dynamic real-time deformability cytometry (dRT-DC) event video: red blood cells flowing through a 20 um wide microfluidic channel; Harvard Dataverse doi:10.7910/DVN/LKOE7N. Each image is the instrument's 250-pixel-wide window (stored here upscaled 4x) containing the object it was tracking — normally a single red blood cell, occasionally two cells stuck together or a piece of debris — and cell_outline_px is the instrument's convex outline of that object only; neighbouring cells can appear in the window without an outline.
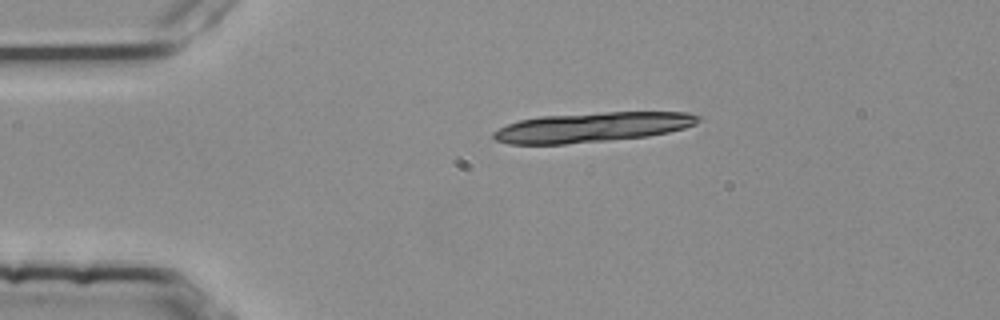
{"species": "common noctule bat (a hibernating species)", "species_latin": "Nyctalus noctula", "temperature_condition": "room temperature", "stored_images_in_passage": 4, "camera_frame_rate_fps": 3000, "um_per_image_px": 0.085, "animal": {"sex": "female", "body_mass_g": 25.1}, "frame": {"image": 1, "passage_image": 1, "time_ms": 0.0, "image_size_px": [1000, 320], "cell_outline_px": [[700, 120], [696, 124], [684, 128], [668, 132], [648, 136], [608, 140], [564, 144], [508, 144], [496, 140], [492, 136], [492, 132], [508, 124], [520, 120], [540, 116], [604, 112], [688, 112], [700, 116]], "centroid_in_image_um": [50.34, 10.81], "position_along_channel_um": 34.7, "area_um2": 35.43}}